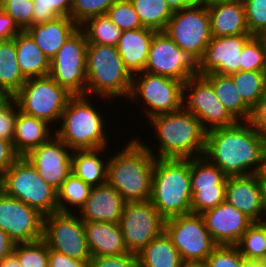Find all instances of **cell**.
<instances>
[{"mask_svg":"<svg viewBox=\"0 0 266 267\" xmlns=\"http://www.w3.org/2000/svg\"><path fill=\"white\" fill-rule=\"evenodd\" d=\"M266 139L249 121L207 132L205 156L227 177L259 174L265 167Z\"/></svg>","mask_w":266,"mask_h":267,"instance_id":"1","label":"cell"},{"mask_svg":"<svg viewBox=\"0 0 266 267\" xmlns=\"http://www.w3.org/2000/svg\"><path fill=\"white\" fill-rule=\"evenodd\" d=\"M190 159H156L149 201L166 220L191 213Z\"/></svg>","mask_w":266,"mask_h":267,"instance_id":"4","label":"cell"},{"mask_svg":"<svg viewBox=\"0 0 266 267\" xmlns=\"http://www.w3.org/2000/svg\"><path fill=\"white\" fill-rule=\"evenodd\" d=\"M106 148L73 150L72 173L91 187L107 183L109 158L100 155Z\"/></svg>","mask_w":266,"mask_h":267,"instance_id":"29","label":"cell"},{"mask_svg":"<svg viewBox=\"0 0 266 267\" xmlns=\"http://www.w3.org/2000/svg\"><path fill=\"white\" fill-rule=\"evenodd\" d=\"M225 201L253 222L265 220L259 174L227 177Z\"/></svg>","mask_w":266,"mask_h":267,"instance_id":"22","label":"cell"},{"mask_svg":"<svg viewBox=\"0 0 266 267\" xmlns=\"http://www.w3.org/2000/svg\"><path fill=\"white\" fill-rule=\"evenodd\" d=\"M240 253L247 259L266 257V222H253L236 244Z\"/></svg>","mask_w":266,"mask_h":267,"instance_id":"38","label":"cell"},{"mask_svg":"<svg viewBox=\"0 0 266 267\" xmlns=\"http://www.w3.org/2000/svg\"><path fill=\"white\" fill-rule=\"evenodd\" d=\"M144 71L186 82L200 75V58L180 49L167 34L158 31L151 41Z\"/></svg>","mask_w":266,"mask_h":267,"instance_id":"11","label":"cell"},{"mask_svg":"<svg viewBox=\"0 0 266 267\" xmlns=\"http://www.w3.org/2000/svg\"><path fill=\"white\" fill-rule=\"evenodd\" d=\"M21 31L14 19L0 7V41L14 39Z\"/></svg>","mask_w":266,"mask_h":267,"instance_id":"52","label":"cell"},{"mask_svg":"<svg viewBox=\"0 0 266 267\" xmlns=\"http://www.w3.org/2000/svg\"><path fill=\"white\" fill-rule=\"evenodd\" d=\"M88 97L73 95L70 98L54 133L72 150L108 147L103 113L98 112Z\"/></svg>","mask_w":266,"mask_h":267,"instance_id":"5","label":"cell"},{"mask_svg":"<svg viewBox=\"0 0 266 267\" xmlns=\"http://www.w3.org/2000/svg\"><path fill=\"white\" fill-rule=\"evenodd\" d=\"M183 108L193 113L207 132L237 122L218 100L212 85L201 75L183 83Z\"/></svg>","mask_w":266,"mask_h":267,"instance_id":"16","label":"cell"},{"mask_svg":"<svg viewBox=\"0 0 266 267\" xmlns=\"http://www.w3.org/2000/svg\"><path fill=\"white\" fill-rule=\"evenodd\" d=\"M211 85L216 97L236 121H249L252 110L243 102L233 79L216 73L203 76Z\"/></svg>","mask_w":266,"mask_h":267,"instance_id":"31","label":"cell"},{"mask_svg":"<svg viewBox=\"0 0 266 267\" xmlns=\"http://www.w3.org/2000/svg\"><path fill=\"white\" fill-rule=\"evenodd\" d=\"M117 0H72L70 17L80 26L87 19L104 15Z\"/></svg>","mask_w":266,"mask_h":267,"instance_id":"43","label":"cell"},{"mask_svg":"<svg viewBox=\"0 0 266 267\" xmlns=\"http://www.w3.org/2000/svg\"><path fill=\"white\" fill-rule=\"evenodd\" d=\"M252 37L250 34L212 37L200 59V75H231L241 71V52Z\"/></svg>","mask_w":266,"mask_h":267,"instance_id":"20","label":"cell"},{"mask_svg":"<svg viewBox=\"0 0 266 267\" xmlns=\"http://www.w3.org/2000/svg\"><path fill=\"white\" fill-rule=\"evenodd\" d=\"M183 267H206L203 263L184 264Z\"/></svg>","mask_w":266,"mask_h":267,"instance_id":"60","label":"cell"},{"mask_svg":"<svg viewBox=\"0 0 266 267\" xmlns=\"http://www.w3.org/2000/svg\"><path fill=\"white\" fill-rule=\"evenodd\" d=\"M191 212L215 208L225 201L227 176L205 156L190 159Z\"/></svg>","mask_w":266,"mask_h":267,"instance_id":"17","label":"cell"},{"mask_svg":"<svg viewBox=\"0 0 266 267\" xmlns=\"http://www.w3.org/2000/svg\"><path fill=\"white\" fill-rule=\"evenodd\" d=\"M0 1H19V0H0Z\"/></svg>","mask_w":266,"mask_h":267,"instance_id":"63","label":"cell"},{"mask_svg":"<svg viewBox=\"0 0 266 267\" xmlns=\"http://www.w3.org/2000/svg\"><path fill=\"white\" fill-rule=\"evenodd\" d=\"M173 11L196 4V0H166Z\"/></svg>","mask_w":266,"mask_h":267,"instance_id":"54","label":"cell"},{"mask_svg":"<svg viewBox=\"0 0 266 267\" xmlns=\"http://www.w3.org/2000/svg\"><path fill=\"white\" fill-rule=\"evenodd\" d=\"M137 256L138 267H183L185 264L165 232L153 239Z\"/></svg>","mask_w":266,"mask_h":267,"instance_id":"32","label":"cell"},{"mask_svg":"<svg viewBox=\"0 0 266 267\" xmlns=\"http://www.w3.org/2000/svg\"><path fill=\"white\" fill-rule=\"evenodd\" d=\"M260 260L262 262L263 267H266V257L265 258H262Z\"/></svg>","mask_w":266,"mask_h":267,"instance_id":"61","label":"cell"},{"mask_svg":"<svg viewBox=\"0 0 266 267\" xmlns=\"http://www.w3.org/2000/svg\"><path fill=\"white\" fill-rule=\"evenodd\" d=\"M0 267H22L17 256L12 252L0 261Z\"/></svg>","mask_w":266,"mask_h":267,"instance_id":"56","label":"cell"},{"mask_svg":"<svg viewBox=\"0 0 266 267\" xmlns=\"http://www.w3.org/2000/svg\"><path fill=\"white\" fill-rule=\"evenodd\" d=\"M49 249L78 260H90L84 221L77 213L55 212L43 218V237Z\"/></svg>","mask_w":266,"mask_h":267,"instance_id":"14","label":"cell"},{"mask_svg":"<svg viewBox=\"0 0 266 267\" xmlns=\"http://www.w3.org/2000/svg\"><path fill=\"white\" fill-rule=\"evenodd\" d=\"M86 60L87 95L108 101L118 97L128 100L133 76L125 68L116 46L88 44Z\"/></svg>","mask_w":266,"mask_h":267,"instance_id":"6","label":"cell"},{"mask_svg":"<svg viewBox=\"0 0 266 267\" xmlns=\"http://www.w3.org/2000/svg\"><path fill=\"white\" fill-rule=\"evenodd\" d=\"M72 0H34L32 25L56 19L59 16L70 17Z\"/></svg>","mask_w":266,"mask_h":267,"instance_id":"41","label":"cell"},{"mask_svg":"<svg viewBox=\"0 0 266 267\" xmlns=\"http://www.w3.org/2000/svg\"><path fill=\"white\" fill-rule=\"evenodd\" d=\"M19 110L14 97L0 105V138L13 142L15 120Z\"/></svg>","mask_w":266,"mask_h":267,"instance_id":"47","label":"cell"},{"mask_svg":"<svg viewBox=\"0 0 266 267\" xmlns=\"http://www.w3.org/2000/svg\"><path fill=\"white\" fill-rule=\"evenodd\" d=\"M72 152L73 150L59 137L53 135L47 142L32 149L25 157L36 168L39 176L58 190L72 173Z\"/></svg>","mask_w":266,"mask_h":267,"instance_id":"19","label":"cell"},{"mask_svg":"<svg viewBox=\"0 0 266 267\" xmlns=\"http://www.w3.org/2000/svg\"><path fill=\"white\" fill-rule=\"evenodd\" d=\"M147 121L157 136V155L153 147L141 142L156 159H191L204 155L207 131L193 113L182 108L176 112L153 116Z\"/></svg>","mask_w":266,"mask_h":267,"instance_id":"2","label":"cell"},{"mask_svg":"<svg viewBox=\"0 0 266 267\" xmlns=\"http://www.w3.org/2000/svg\"><path fill=\"white\" fill-rule=\"evenodd\" d=\"M183 83L167 76L143 71L133 75L128 100L136 103L143 101L146 107L143 113L147 120L159 114L176 112L183 108Z\"/></svg>","mask_w":266,"mask_h":267,"instance_id":"9","label":"cell"},{"mask_svg":"<svg viewBox=\"0 0 266 267\" xmlns=\"http://www.w3.org/2000/svg\"><path fill=\"white\" fill-rule=\"evenodd\" d=\"M249 122L266 139V92L252 109Z\"/></svg>","mask_w":266,"mask_h":267,"instance_id":"49","label":"cell"},{"mask_svg":"<svg viewBox=\"0 0 266 267\" xmlns=\"http://www.w3.org/2000/svg\"><path fill=\"white\" fill-rule=\"evenodd\" d=\"M78 29L79 25L71 17L59 16L48 22L34 24L26 31L51 60Z\"/></svg>","mask_w":266,"mask_h":267,"instance_id":"24","label":"cell"},{"mask_svg":"<svg viewBox=\"0 0 266 267\" xmlns=\"http://www.w3.org/2000/svg\"><path fill=\"white\" fill-rule=\"evenodd\" d=\"M242 267H263V265L259 259L244 258Z\"/></svg>","mask_w":266,"mask_h":267,"instance_id":"57","label":"cell"},{"mask_svg":"<svg viewBox=\"0 0 266 267\" xmlns=\"http://www.w3.org/2000/svg\"><path fill=\"white\" fill-rule=\"evenodd\" d=\"M84 229L92 257L129 253L119 223L84 221Z\"/></svg>","mask_w":266,"mask_h":267,"instance_id":"25","label":"cell"},{"mask_svg":"<svg viewBox=\"0 0 266 267\" xmlns=\"http://www.w3.org/2000/svg\"><path fill=\"white\" fill-rule=\"evenodd\" d=\"M243 260L236 245H217L203 264L206 267H242Z\"/></svg>","mask_w":266,"mask_h":267,"instance_id":"45","label":"cell"},{"mask_svg":"<svg viewBox=\"0 0 266 267\" xmlns=\"http://www.w3.org/2000/svg\"><path fill=\"white\" fill-rule=\"evenodd\" d=\"M15 247V242L0 229V261L10 255Z\"/></svg>","mask_w":266,"mask_h":267,"instance_id":"53","label":"cell"},{"mask_svg":"<svg viewBox=\"0 0 266 267\" xmlns=\"http://www.w3.org/2000/svg\"><path fill=\"white\" fill-rule=\"evenodd\" d=\"M259 183L261 187L262 206L264 210V216H266L265 215L266 214V172L264 170L259 173Z\"/></svg>","mask_w":266,"mask_h":267,"instance_id":"55","label":"cell"},{"mask_svg":"<svg viewBox=\"0 0 266 267\" xmlns=\"http://www.w3.org/2000/svg\"><path fill=\"white\" fill-rule=\"evenodd\" d=\"M165 219L148 201L126 202L120 227L129 253L138 254L164 232Z\"/></svg>","mask_w":266,"mask_h":267,"instance_id":"15","label":"cell"},{"mask_svg":"<svg viewBox=\"0 0 266 267\" xmlns=\"http://www.w3.org/2000/svg\"><path fill=\"white\" fill-rule=\"evenodd\" d=\"M43 218L44 215L38 210L6 195L0 189V229L15 244L42 239Z\"/></svg>","mask_w":266,"mask_h":267,"instance_id":"18","label":"cell"},{"mask_svg":"<svg viewBox=\"0 0 266 267\" xmlns=\"http://www.w3.org/2000/svg\"><path fill=\"white\" fill-rule=\"evenodd\" d=\"M163 32L180 49L191 51L201 59L212 39L207 7L194 4L174 11Z\"/></svg>","mask_w":266,"mask_h":267,"instance_id":"13","label":"cell"},{"mask_svg":"<svg viewBox=\"0 0 266 267\" xmlns=\"http://www.w3.org/2000/svg\"><path fill=\"white\" fill-rule=\"evenodd\" d=\"M156 32L146 27L122 31L116 47L132 76L145 70L150 44Z\"/></svg>","mask_w":266,"mask_h":267,"instance_id":"26","label":"cell"},{"mask_svg":"<svg viewBox=\"0 0 266 267\" xmlns=\"http://www.w3.org/2000/svg\"><path fill=\"white\" fill-rule=\"evenodd\" d=\"M205 226L217 245H236L253 221L224 201L201 213Z\"/></svg>","mask_w":266,"mask_h":267,"instance_id":"21","label":"cell"},{"mask_svg":"<svg viewBox=\"0 0 266 267\" xmlns=\"http://www.w3.org/2000/svg\"><path fill=\"white\" fill-rule=\"evenodd\" d=\"M0 189L6 195L35 208L44 216L58 212L57 190L39 176L36 168L25 156H21L0 177Z\"/></svg>","mask_w":266,"mask_h":267,"instance_id":"7","label":"cell"},{"mask_svg":"<svg viewBox=\"0 0 266 267\" xmlns=\"http://www.w3.org/2000/svg\"><path fill=\"white\" fill-rule=\"evenodd\" d=\"M46 121L18 111L13 146L20 156H26L32 149L47 142L54 134ZM53 133V134H52Z\"/></svg>","mask_w":266,"mask_h":267,"instance_id":"28","label":"cell"},{"mask_svg":"<svg viewBox=\"0 0 266 267\" xmlns=\"http://www.w3.org/2000/svg\"><path fill=\"white\" fill-rule=\"evenodd\" d=\"M164 232L185 264L204 263L217 246L199 213L191 212L166 219Z\"/></svg>","mask_w":266,"mask_h":267,"instance_id":"10","label":"cell"},{"mask_svg":"<svg viewBox=\"0 0 266 267\" xmlns=\"http://www.w3.org/2000/svg\"><path fill=\"white\" fill-rule=\"evenodd\" d=\"M49 267H90L89 260L71 258L61 252L49 249Z\"/></svg>","mask_w":266,"mask_h":267,"instance_id":"51","label":"cell"},{"mask_svg":"<svg viewBox=\"0 0 266 267\" xmlns=\"http://www.w3.org/2000/svg\"><path fill=\"white\" fill-rule=\"evenodd\" d=\"M241 71L266 72V37L253 36L241 52Z\"/></svg>","mask_w":266,"mask_h":267,"instance_id":"40","label":"cell"},{"mask_svg":"<svg viewBox=\"0 0 266 267\" xmlns=\"http://www.w3.org/2000/svg\"><path fill=\"white\" fill-rule=\"evenodd\" d=\"M10 96L0 87V105L6 102Z\"/></svg>","mask_w":266,"mask_h":267,"instance_id":"59","label":"cell"},{"mask_svg":"<svg viewBox=\"0 0 266 267\" xmlns=\"http://www.w3.org/2000/svg\"><path fill=\"white\" fill-rule=\"evenodd\" d=\"M72 96L66 88L48 75L27 79L13 97L21 112L52 125L60 121Z\"/></svg>","mask_w":266,"mask_h":267,"instance_id":"8","label":"cell"},{"mask_svg":"<svg viewBox=\"0 0 266 267\" xmlns=\"http://www.w3.org/2000/svg\"><path fill=\"white\" fill-rule=\"evenodd\" d=\"M89 262L90 267H138V256L134 253L95 256Z\"/></svg>","mask_w":266,"mask_h":267,"instance_id":"48","label":"cell"},{"mask_svg":"<svg viewBox=\"0 0 266 267\" xmlns=\"http://www.w3.org/2000/svg\"><path fill=\"white\" fill-rule=\"evenodd\" d=\"M91 189L90 185L71 173L57 190L58 212L73 213V210L74 213L76 210L79 212L89 197Z\"/></svg>","mask_w":266,"mask_h":267,"instance_id":"35","label":"cell"},{"mask_svg":"<svg viewBox=\"0 0 266 267\" xmlns=\"http://www.w3.org/2000/svg\"><path fill=\"white\" fill-rule=\"evenodd\" d=\"M229 76L243 102L252 110L266 92V72L238 71Z\"/></svg>","mask_w":266,"mask_h":267,"instance_id":"36","label":"cell"},{"mask_svg":"<svg viewBox=\"0 0 266 267\" xmlns=\"http://www.w3.org/2000/svg\"><path fill=\"white\" fill-rule=\"evenodd\" d=\"M79 28L84 32L88 44L117 46L122 34V30L106 14L87 19Z\"/></svg>","mask_w":266,"mask_h":267,"instance_id":"37","label":"cell"},{"mask_svg":"<svg viewBox=\"0 0 266 267\" xmlns=\"http://www.w3.org/2000/svg\"><path fill=\"white\" fill-rule=\"evenodd\" d=\"M17 60L26 79L44 77L50 74V60L39 49L27 31H21L15 38Z\"/></svg>","mask_w":266,"mask_h":267,"instance_id":"30","label":"cell"},{"mask_svg":"<svg viewBox=\"0 0 266 267\" xmlns=\"http://www.w3.org/2000/svg\"><path fill=\"white\" fill-rule=\"evenodd\" d=\"M250 35L266 37V0H242Z\"/></svg>","mask_w":266,"mask_h":267,"instance_id":"44","label":"cell"},{"mask_svg":"<svg viewBox=\"0 0 266 267\" xmlns=\"http://www.w3.org/2000/svg\"><path fill=\"white\" fill-rule=\"evenodd\" d=\"M13 142L0 138V177L20 158Z\"/></svg>","mask_w":266,"mask_h":267,"instance_id":"50","label":"cell"},{"mask_svg":"<svg viewBox=\"0 0 266 267\" xmlns=\"http://www.w3.org/2000/svg\"><path fill=\"white\" fill-rule=\"evenodd\" d=\"M106 15L122 31L143 28L130 0H117Z\"/></svg>","mask_w":266,"mask_h":267,"instance_id":"42","label":"cell"},{"mask_svg":"<svg viewBox=\"0 0 266 267\" xmlns=\"http://www.w3.org/2000/svg\"><path fill=\"white\" fill-rule=\"evenodd\" d=\"M126 201L108 182L92 187L84 206L79 210L83 221L119 223Z\"/></svg>","mask_w":266,"mask_h":267,"instance_id":"23","label":"cell"},{"mask_svg":"<svg viewBox=\"0 0 266 267\" xmlns=\"http://www.w3.org/2000/svg\"><path fill=\"white\" fill-rule=\"evenodd\" d=\"M143 27L164 31L174 14L166 0H130Z\"/></svg>","mask_w":266,"mask_h":267,"instance_id":"34","label":"cell"},{"mask_svg":"<svg viewBox=\"0 0 266 267\" xmlns=\"http://www.w3.org/2000/svg\"><path fill=\"white\" fill-rule=\"evenodd\" d=\"M13 253L22 267H49V247L43 239L16 243Z\"/></svg>","mask_w":266,"mask_h":267,"instance_id":"39","label":"cell"},{"mask_svg":"<svg viewBox=\"0 0 266 267\" xmlns=\"http://www.w3.org/2000/svg\"><path fill=\"white\" fill-rule=\"evenodd\" d=\"M264 171L266 172V153H265V167H264Z\"/></svg>","mask_w":266,"mask_h":267,"instance_id":"62","label":"cell"},{"mask_svg":"<svg viewBox=\"0 0 266 267\" xmlns=\"http://www.w3.org/2000/svg\"><path fill=\"white\" fill-rule=\"evenodd\" d=\"M212 37L250 34L242 0H232L207 7Z\"/></svg>","mask_w":266,"mask_h":267,"instance_id":"27","label":"cell"},{"mask_svg":"<svg viewBox=\"0 0 266 267\" xmlns=\"http://www.w3.org/2000/svg\"><path fill=\"white\" fill-rule=\"evenodd\" d=\"M26 80L18 64L15 40L0 41V87L13 97Z\"/></svg>","mask_w":266,"mask_h":267,"instance_id":"33","label":"cell"},{"mask_svg":"<svg viewBox=\"0 0 266 267\" xmlns=\"http://www.w3.org/2000/svg\"><path fill=\"white\" fill-rule=\"evenodd\" d=\"M34 0L0 1V7L9 14L22 31L32 26Z\"/></svg>","mask_w":266,"mask_h":267,"instance_id":"46","label":"cell"},{"mask_svg":"<svg viewBox=\"0 0 266 267\" xmlns=\"http://www.w3.org/2000/svg\"><path fill=\"white\" fill-rule=\"evenodd\" d=\"M88 42L79 28L50 60V74L72 95H87L86 51Z\"/></svg>","mask_w":266,"mask_h":267,"instance_id":"12","label":"cell"},{"mask_svg":"<svg viewBox=\"0 0 266 267\" xmlns=\"http://www.w3.org/2000/svg\"><path fill=\"white\" fill-rule=\"evenodd\" d=\"M229 1L232 0H196V5L208 7L216 3L229 2Z\"/></svg>","mask_w":266,"mask_h":267,"instance_id":"58","label":"cell"},{"mask_svg":"<svg viewBox=\"0 0 266 267\" xmlns=\"http://www.w3.org/2000/svg\"><path fill=\"white\" fill-rule=\"evenodd\" d=\"M129 140L121 151L109 156L107 182L126 202L148 201L156 158L141 142Z\"/></svg>","mask_w":266,"mask_h":267,"instance_id":"3","label":"cell"}]
</instances>
